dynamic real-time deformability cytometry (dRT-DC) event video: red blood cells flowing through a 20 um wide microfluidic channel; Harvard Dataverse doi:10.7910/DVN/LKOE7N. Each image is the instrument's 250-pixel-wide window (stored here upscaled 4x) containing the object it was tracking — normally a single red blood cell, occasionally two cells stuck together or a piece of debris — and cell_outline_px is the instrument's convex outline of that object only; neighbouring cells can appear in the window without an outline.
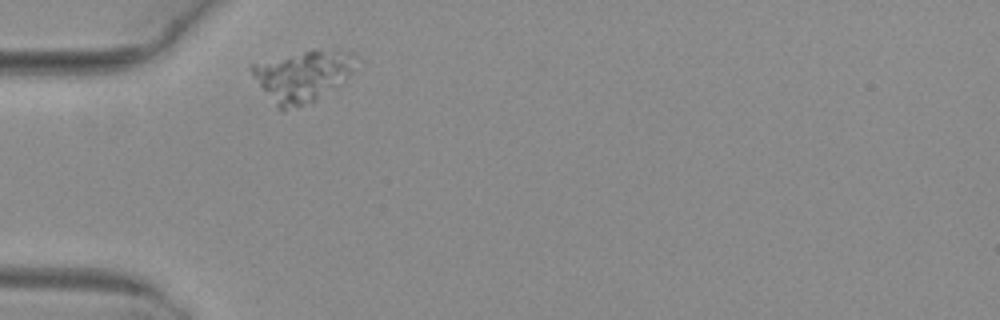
{"species": "common noctule bat (a hibernating species)", "species_latin": "Nyctalus noctula", "temperature_condition": "warm", "stored_images_in_passage": 1, "camera_frame_rate_fps": 3000, "um_per_image_px": 0.085, "animal": {"sex": "female", "body_mass_g": 29.2, "forearm_length_mm": 56.3}, "frame": {"image": 1, "passage_image": 1, "time_ms": 0.0, "image_size_px": [1000, 320], "cell_outline_px": [[356, 56], [348, 76], [340, 84], [312, 100], [304, 104], [280, 112], [260, 84], [252, 72], [252, 64], [312, 48], [316, 48], [352, 52]], "centroid_in_image_um": [25.72, 6.41], "position_along_channel_um": 59.3, "area_um2": 30.11}}